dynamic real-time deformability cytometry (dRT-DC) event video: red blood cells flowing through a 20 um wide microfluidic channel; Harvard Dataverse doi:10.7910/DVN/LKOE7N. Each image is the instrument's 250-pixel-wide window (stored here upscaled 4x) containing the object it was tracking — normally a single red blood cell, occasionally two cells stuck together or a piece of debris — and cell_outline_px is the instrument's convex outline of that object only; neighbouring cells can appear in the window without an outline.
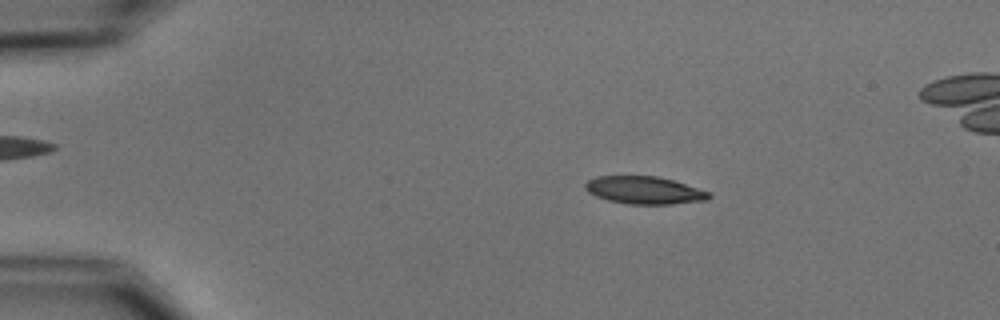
{"species": "common noctule bat (a hibernating species)", "species_latin": "Nyctalus noctula", "temperature_condition": "cold", "stored_images_in_passage": 5, "camera_frame_rate_fps": 3000, "um_per_image_px": 0.085, "animal": {"sex": "male", "body_mass_g": 15.6}, "frame": {"image": 1, "passage_image": 3, "time_ms": 2.333, "image_size_px": [1000, 320], "cell_outline_px": [[712, 196], [708, 200], [672, 204], [628, 204], [608, 200], [596, 196], [588, 192], [584, 188], [584, 184], [588, 180], [596, 176], [656, 176], [672, 180], [712, 192]], "centroid_in_image_um": [54.78, 16.17], "position_along_channel_um": 30.2, "area_um2": 20.0}}